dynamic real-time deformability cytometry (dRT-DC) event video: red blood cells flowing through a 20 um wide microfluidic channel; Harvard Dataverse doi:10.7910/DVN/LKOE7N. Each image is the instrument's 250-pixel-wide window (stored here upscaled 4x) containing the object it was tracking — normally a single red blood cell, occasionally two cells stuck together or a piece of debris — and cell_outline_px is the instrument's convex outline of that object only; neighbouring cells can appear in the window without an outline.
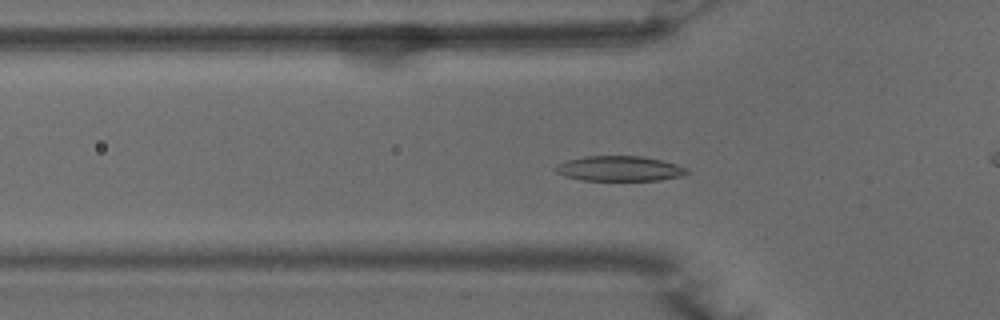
{"species": "common noctule bat (a hibernating species)", "species_latin": "Nyctalus noctula", "temperature_condition": "warm", "stored_images_in_passage": 51, "camera_frame_rate_fps": 3000, "um_per_image_px": 0.085, "animal": {"sex": "male", "body_mass_g": 15.6}, "frame": {"image": 1, "passage_image": 16, "time_ms": 5.0, "image_size_px": [1000, 320], "cell_outline_px": [[688, 172], [680, 176], [660, 180], [580, 180], [564, 176], [556, 172], [552, 168], [568, 160], [584, 156], [640, 156], [660, 160], [676, 164], [688, 168]], "centroid_in_image_um": [52.63, 14.33], "position_along_channel_um": 73.2, "area_um2": 19.07}}
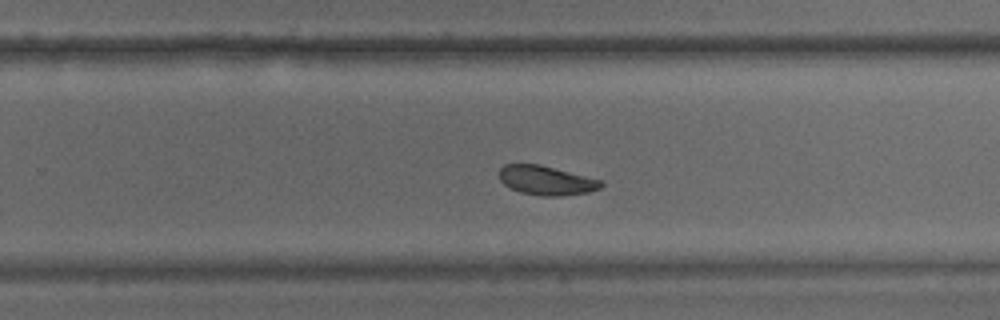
{"frame": {"image": 2, "passage_image": 32, "time_ms": 10.333, "image_size_px": [1000, 320], "cell_outline_px": [[604, 184], [600, 188], [588, 192], [560, 196], [544, 196], [520, 192], [504, 184], [500, 180], [500, 168], [504, 164], [540, 164], [604, 180]], "centroid_in_image_um": [46.47, 15.32], "position_along_channel_um": 283.3, "area_um2": 17.4}}
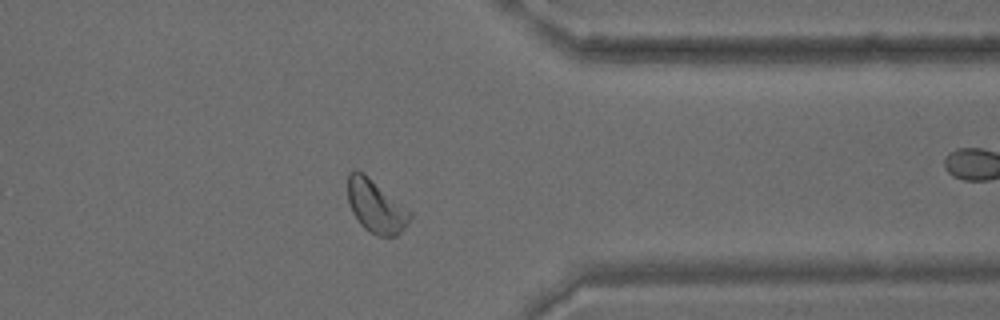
{"frame": {"image": 3, "passage_image": 40, "time_ms": 13.0, "image_size_px": [1000, 320], "cell_outline_px": [[412, 216], [408, 224], [396, 236], [376, 236], [364, 228], [360, 224], [352, 212], [348, 204], [348, 172], [356, 168], [364, 172], [412, 212]], "centroid_in_image_um": [31.93, 17.52], "position_along_channel_um": 379.5, "area_um2": 19.42}}